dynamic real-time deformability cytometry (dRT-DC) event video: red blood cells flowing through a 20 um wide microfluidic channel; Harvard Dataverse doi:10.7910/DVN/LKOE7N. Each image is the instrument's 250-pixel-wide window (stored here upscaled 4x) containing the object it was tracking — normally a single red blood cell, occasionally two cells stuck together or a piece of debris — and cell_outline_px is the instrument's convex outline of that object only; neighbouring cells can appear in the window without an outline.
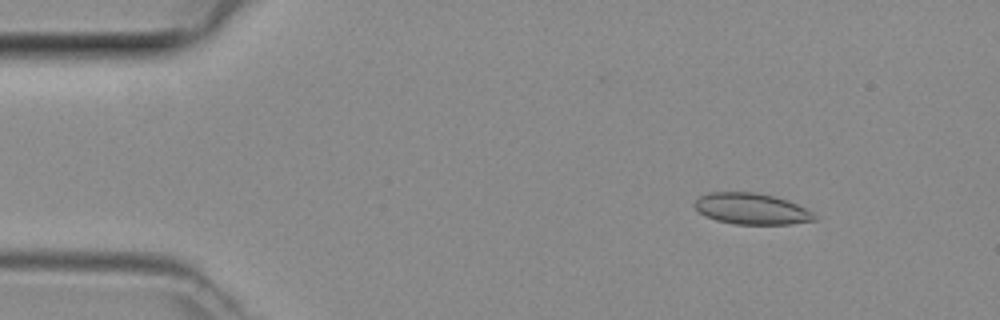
{"species": "common noctule bat (a hibernating species)", "species_latin": "Nyctalus noctula", "temperature_condition": "room temperature", "stored_images_in_passage": 46, "camera_frame_rate_fps": 3000, "um_per_image_px": 0.085, "animal": {"sex": "female", "body_mass_g": 29.2, "forearm_length_mm": 56.3}, "frame": {"image": 1, "passage_image": 5, "time_ms": 1.333, "image_size_px": [1000, 320], "cell_outline_px": [[816, 220], [788, 224], [736, 224], [716, 220], [704, 216], [692, 204], [700, 196], [708, 192], [756, 192], [788, 200], [812, 212], [816, 216]], "centroid_in_image_um": [63.84, 17.74], "position_along_channel_um": 21.2, "area_um2": 21.68}}
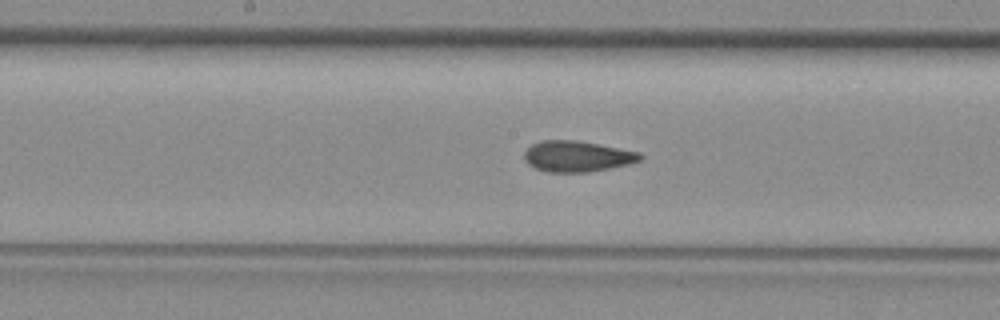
{"frame": {"image": 2, "passage_image": 23, "time_ms": 7.333, "image_size_px": [1000, 320], "cell_outline_px": [[644, 156], [640, 160], [628, 164], [588, 172], [548, 172], [536, 168], [528, 164], [524, 160], [524, 152], [532, 144], [540, 140], [576, 140], [640, 152]], "centroid_in_image_um": [49.03, 13.28], "position_along_channel_um": 199.2, "area_um2": 20.75}}
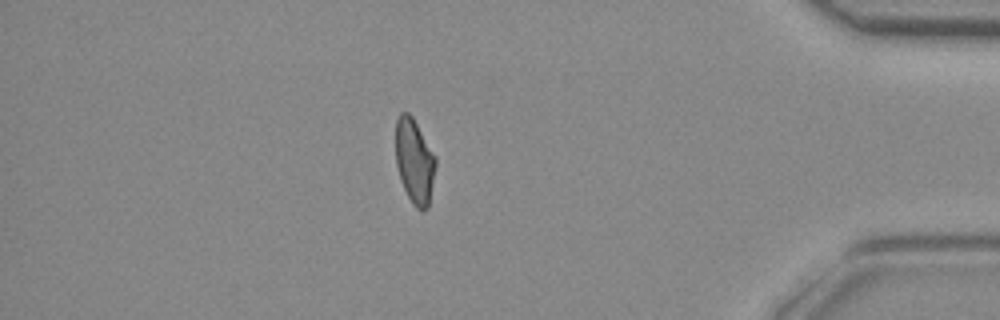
{"frame": {"image": 3, "passage_image": 40, "time_ms": 13.0, "image_size_px": [1000, 320], "cell_outline_px": [[436, 164], [428, 208], [424, 212], [420, 212], [412, 204], [400, 180], [396, 164], [396, 120], [400, 112], [408, 112], [412, 116], [436, 156]], "centroid_in_image_um": [35.23, 13.72], "position_along_channel_um": 400.0, "area_um2": 19.88}}